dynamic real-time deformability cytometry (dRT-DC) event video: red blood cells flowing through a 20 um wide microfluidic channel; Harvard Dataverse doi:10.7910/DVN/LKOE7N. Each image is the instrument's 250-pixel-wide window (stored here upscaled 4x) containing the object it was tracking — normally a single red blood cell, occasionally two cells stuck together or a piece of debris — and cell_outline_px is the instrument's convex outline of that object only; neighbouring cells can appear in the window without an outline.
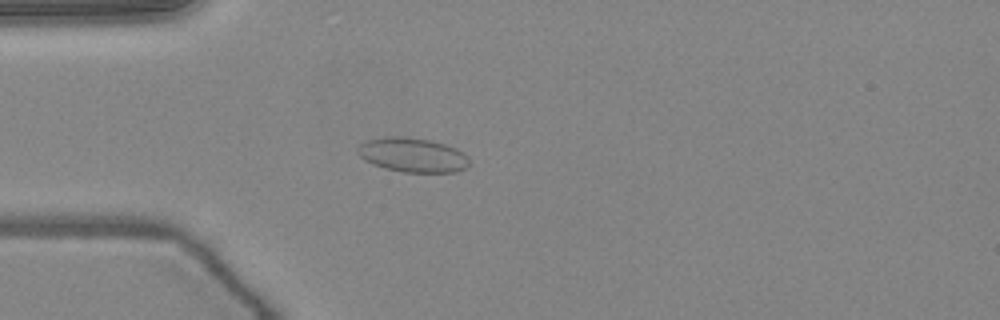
{"species": "common noctule bat (a hibernating species)", "species_latin": "Nyctalus noctula", "temperature_condition": "warm", "stored_images_in_passage": 52, "camera_frame_rate_fps": 3000, "um_per_image_px": 0.085, "animal": {"sex": "female", "body_mass_g": 24.6, "forearm_length_mm": 56.2}, "frame": {"image": 1, "passage_image": 15, "time_ms": 4.667, "image_size_px": [1000, 320], "cell_outline_px": [[468, 164], [464, 168], [456, 172], [404, 172], [384, 168], [372, 164], [364, 160], [356, 152], [356, 148], [360, 144], [368, 140], [388, 136], [404, 136], [432, 140], [456, 148], [468, 156]], "centroid_in_image_um": [35.04, 13.16], "position_along_channel_um": 50.0, "area_um2": 22.43}}
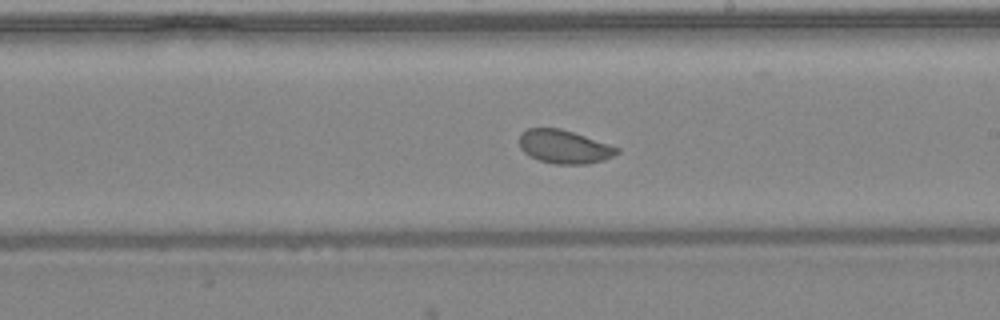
{"frame": {"image": 2, "passage_image": 30, "time_ms": 9.667, "image_size_px": [1000, 320], "cell_outline_px": [[620, 152], [604, 160], [588, 164], [556, 164], [540, 160], [528, 156], [520, 148], [520, 132], [528, 128], [560, 128], [620, 148]], "centroid_in_image_um": [47.94, 12.48], "position_along_channel_um": 241.1, "area_um2": 18.96}}
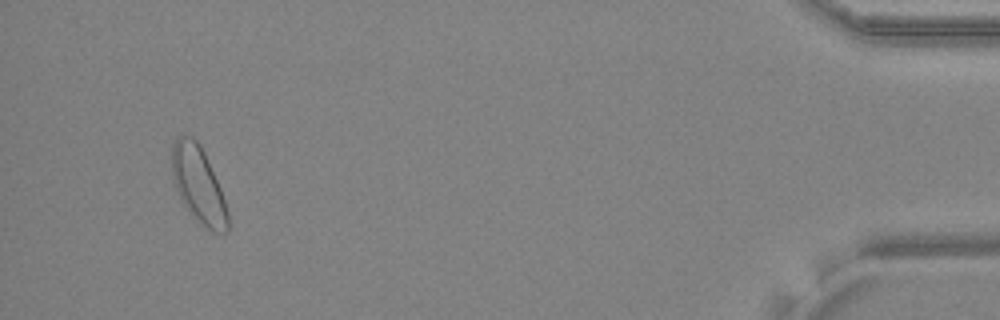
{"frame": {"image": 3, "passage_image": 49, "time_ms": 16.0, "image_size_px": [1000, 320], "cell_outline_px": [[228, 232], [212, 232], [188, 212], [180, 200], [172, 180], [172, 144], [184, 132], [192, 136], [200, 144], [204, 152], [220, 188], [228, 212]], "centroid_in_image_um": [16.83, 15.68], "position_along_channel_um": 418.4, "area_um2": 24.91}, "authors_computed_cell_mechanics": {"area_um2": 20.6924, "velocity_mm_per_s": 4.0348, "shape_relaxation_time_tau1_ms": 1.5433, "shape_relaxation_time_tau2_ms": 3.4147, "deformation_change_tau1": 0.0631, "deformation_change_tau2": 0.0733}}